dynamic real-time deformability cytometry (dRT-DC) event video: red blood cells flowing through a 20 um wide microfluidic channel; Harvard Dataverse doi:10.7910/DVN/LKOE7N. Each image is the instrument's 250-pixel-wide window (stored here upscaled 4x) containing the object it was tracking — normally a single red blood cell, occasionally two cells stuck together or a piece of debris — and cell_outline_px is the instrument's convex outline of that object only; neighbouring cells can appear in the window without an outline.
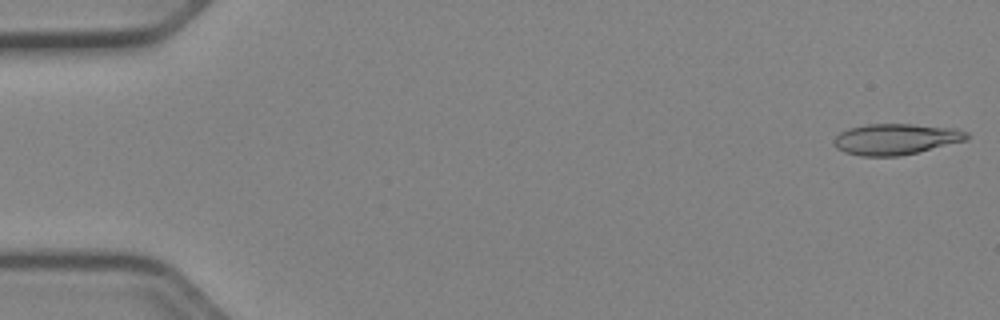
{"species": "Egyptian fruit bat (a non-hibernating species)", "species_latin": "Rousettus aegyptiacus", "temperature_condition": "cold", "stored_images_in_passage": 11, "camera_frame_rate_fps": 3000, "um_per_image_px": 0.085, "animal": {"sex": "female"}, "frame": {"image": 1, "passage_image": 1, "time_ms": 0.0, "image_size_px": [1000, 320], "cell_outline_px": [[972, 136], [968, 140], [900, 156], [860, 156], [844, 152], [836, 148], [832, 144], [832, 140], [840, 132], [848, 128], [868, 124], [912, 124], [956, 128], [968, 132]], "centroid_in_image_um": [76.15, 11.82], "position_along_channel_um": 8.8, "area_um2": 24.28}}